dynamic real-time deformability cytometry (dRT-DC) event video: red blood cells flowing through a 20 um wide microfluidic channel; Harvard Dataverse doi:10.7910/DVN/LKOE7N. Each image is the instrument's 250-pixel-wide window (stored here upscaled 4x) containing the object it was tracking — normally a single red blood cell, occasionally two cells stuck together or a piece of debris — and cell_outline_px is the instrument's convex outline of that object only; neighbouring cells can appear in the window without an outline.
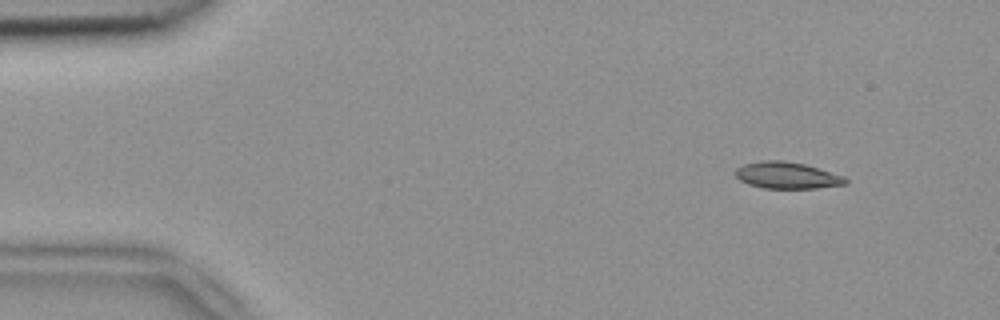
{"species": "common noctule bat (a hibernating species)", "species_latin": "Nyctalus noctula", "temperature_condition": "room temperature", "stored_images_in_passage": 4, "camera_frame_rate_fps": 3000, "um_per_image_px": 0.085, "animal": {"sex": "female", "body_mass_g": 18.4}, "frame": {"image": 1, "passage_image": 1, "time_ms": 0.0, "image_size_px": [1000, 320], "cell_outline_px": [[848, 184], [816, 188], [764, 188], [748, 184], [740, 180], [736, 176], [736, 168], [744, 164], [760, 160], [784, 160], [804, 164], [844, 176], [848, 180]], "centroid_in_image_um": [66.9, 14.9], "position_along_channel_um": 18.1, "area_um2": 17.05}}